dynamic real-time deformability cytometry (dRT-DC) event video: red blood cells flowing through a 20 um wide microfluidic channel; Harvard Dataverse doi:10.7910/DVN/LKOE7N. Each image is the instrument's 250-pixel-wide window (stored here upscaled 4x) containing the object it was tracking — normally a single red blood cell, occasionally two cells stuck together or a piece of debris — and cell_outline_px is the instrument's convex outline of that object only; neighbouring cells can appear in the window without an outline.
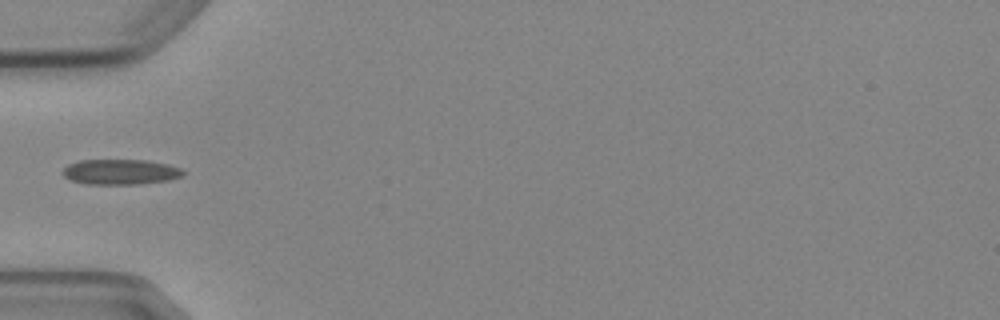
{"species": "Egyptian fruit bat (a non-hibernating species)", "species_latin": "Rousettus aegyptiacus", "temperature_condition": "cold", "stored_images_in_passage": 6, "segment_of_instrument_passage": [2, 2], "camera_frame_rate_fps": 3000, "um_per_image_px": 0.085, "animal": {"sex": "female"}, "frame": {"image": 1, "passage_image": 5, "time_ms": 5.667, "image_size_px": [1000, 320], "cell_outline_px": [[184, 176], [168, 180], [140, 184], [84, 184], [72, 180], [64, 176], [60, 172], [68, 164], [80, 160], [144, 160], [168, 164], [180, 168], [184, 172]], "centroid_in_image_um": [10.22, 14.61], "position_along_channel_um": 74.8, "area_um2": 17.8}}
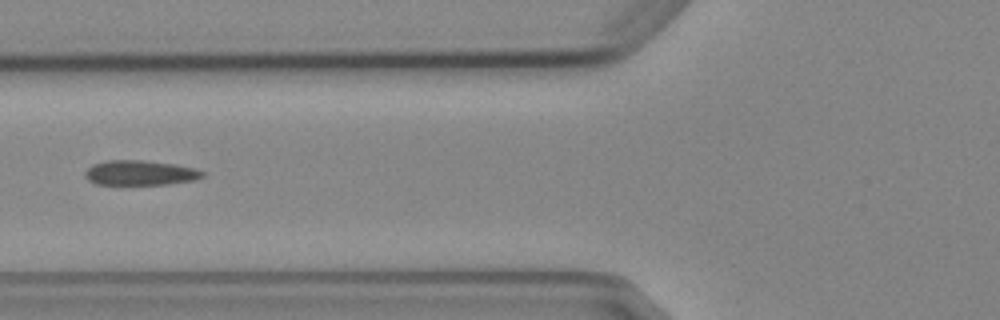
{"frame": {"image": 2, "passage_image": 6, "time_ms": 6.667, "image_size_px": [1000, 320], "cell_outline_px": [[204, 176], [192, 180], [168, 184], [96, 184], [88, 180], [84, 176], [84, 172], [92, 164], [108, 160], [144, 160], [176, 164], [192, 168], [204, 172]], "centroid_in_image_um": [11.87, 14.68], "position_along_channel_um": 113.9, "area_um2": 16.94}}